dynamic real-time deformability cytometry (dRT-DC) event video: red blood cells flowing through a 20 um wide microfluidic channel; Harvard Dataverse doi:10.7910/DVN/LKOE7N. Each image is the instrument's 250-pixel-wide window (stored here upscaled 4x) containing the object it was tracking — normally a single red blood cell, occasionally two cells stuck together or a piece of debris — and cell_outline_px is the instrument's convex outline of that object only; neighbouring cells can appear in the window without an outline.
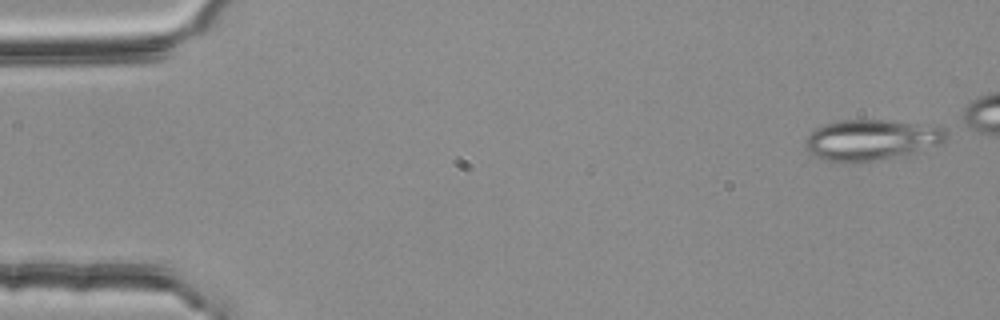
{"species": "common noctule bat (a hibernating species)", "species_latin": "Nyctalus noctula", "temperature_condition": "room temperature", "stored_images_in_passage": 47, "camera_frame_rate_fps": 3000, "um_per_image_px": 0.085, "animal": {"sex": "female", "body_mass_g": 25.1}, "frame": {"image": 1, "passage_image": 1, "time_ms": 0.0, "image_size_px": [1000, 320], "cell_outline_px": [[948, 132], [944, 140], [924, 152], [852, 164], [848, 164], [820, 160], [812, 156], [808, 152], [804, 144], [804, 140], [816, 128], [824, 124], [844, 120], [892, 120], [944, 128]], "centroid_in_image_um": [74.02, 11.93], "position_along_channel_um": 11.0, "area_um2": 34.1}}
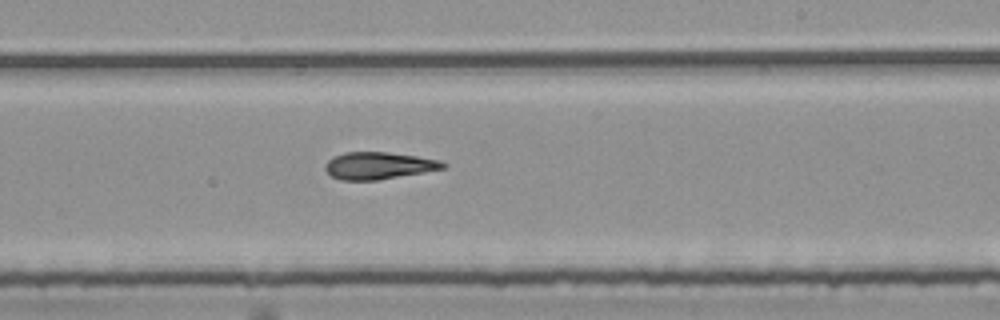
{"frame": {"image": 2, "passage_image": 31, "time_ms": 10.0, "image_size_px": [1000, 320], "cell_outline_px": [[448, 164], [444, 168], [376, 180], [340, 180], [332, 176], [324, 168], [324, 164], [328, 160], [344, 152], [388, 152], [416, 156], [440, 160]], "centroid_in_image_um": [32.16, 14.07], "position_along_channel_um": 256.8, "area_um2": 18.38}}
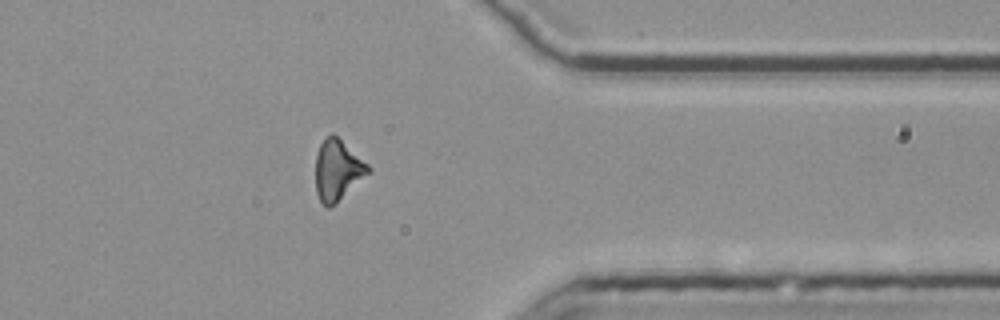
{"frame": {"image": 3, "passage_image": 42, "time_ms": 13.667, "image_size_px": [1000, 320], "cell_outline_px": [[372, 172], [336, 204], [328, 208], [320, 200], [316, 192], [316, 156], [320, 144], [332, 132], [368, 164], [372, 168]], "centroid_in_image_um": [28.72, 14.49], "position_along_channel_um": 382.7, "area_um2": 18.67}, "authors_computed_cell_mechanics": {"area_um2": 19.3052, "velocity_mm_per_s": 3.7898, "shape_relaxation_time_tau1_ms": null, "shape_relaxation_time_tau2_ms": 5.15, "deformation_change_tau1": null, "deformation_change_tau2": 0.1664}}